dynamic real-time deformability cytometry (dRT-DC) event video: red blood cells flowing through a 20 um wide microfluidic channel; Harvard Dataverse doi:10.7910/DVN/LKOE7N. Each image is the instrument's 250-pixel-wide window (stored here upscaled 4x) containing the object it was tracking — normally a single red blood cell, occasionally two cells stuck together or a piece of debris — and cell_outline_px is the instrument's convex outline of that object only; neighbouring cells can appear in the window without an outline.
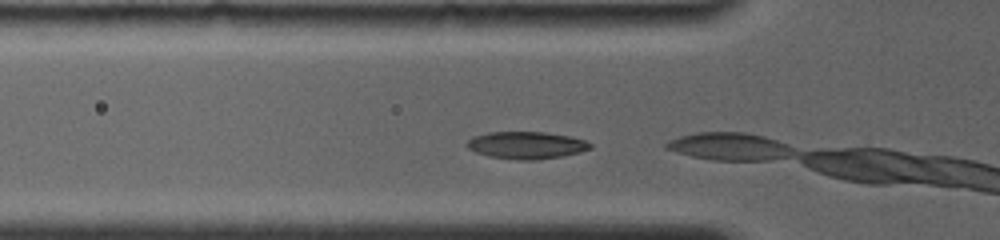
{"species": "common noctule bat (a hibernating species)", "species_latin": "Nyctalus noctula", "temperature_condition": "room temperature", "stored_images_in_passage": 3, "camera_frame_rate_fps": 4000, "um_per_image_px": 0.085, "animal": {"sex": "female", "body_mass_g": 19.0, "forearm_length_mm": 56.7}, "frame": {"image": 1, "passage_image": 2, "time_ms": 0.25, "image_size_px": [1000, 240], "cell_outline_px": [[592, 148], [580, 152], [560, 156], [536, 160], [516, 160], [488, 156], [476, 152], [468, 148], [464, 144], [472, 136], [488, 132], [544, 132], [568, 136], [584, 140], [592, 144]], "centroid_in_image_um": [44.7, 12.34], "position_along_channel_um": 81.1, "area_um2": 19.59}}